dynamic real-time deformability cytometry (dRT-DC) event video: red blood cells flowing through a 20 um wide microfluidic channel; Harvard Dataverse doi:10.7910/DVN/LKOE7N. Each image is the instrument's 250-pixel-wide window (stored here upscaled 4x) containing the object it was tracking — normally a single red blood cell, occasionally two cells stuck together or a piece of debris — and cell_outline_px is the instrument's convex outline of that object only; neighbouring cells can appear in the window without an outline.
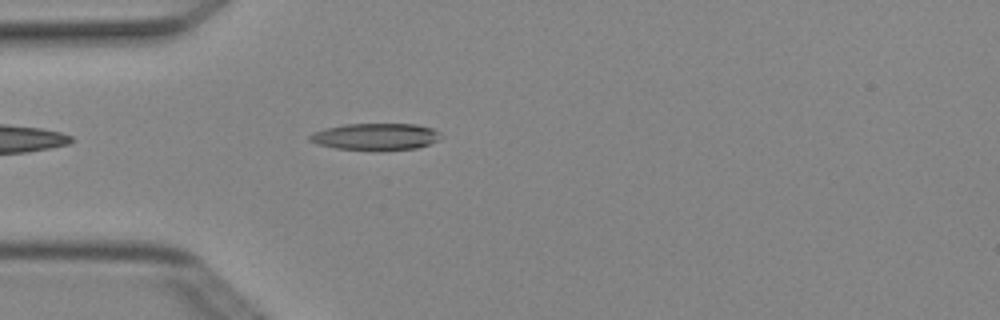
{"species": "Egyptian fruit bat (a non-hibernating species)", "species_latin": "Rousettus aegyptiacus", "temperature_condition": "cold", "stored_images_in_passage": 5, "camera_frame_rate_fps": 3000, "um_per_image_px": 0.085, "animal": {"sex": "female"}, "frame": {"image": 1, "passage_image": 5, "time_ms": 1.333, "image_size_px": [1000, 320], "cell_outline_px": [[444, 136], [440, 140], [416, 148], [336, 148], [316, 144], [308, 140], [308, 136], [312, 132], [344, 124], [416, 124], [432, 128], [440, 132]], "centroid_in_image_um": [31.94, 11.58], "position_along_channel_um": 53.1, "area_um2": 19.88}}